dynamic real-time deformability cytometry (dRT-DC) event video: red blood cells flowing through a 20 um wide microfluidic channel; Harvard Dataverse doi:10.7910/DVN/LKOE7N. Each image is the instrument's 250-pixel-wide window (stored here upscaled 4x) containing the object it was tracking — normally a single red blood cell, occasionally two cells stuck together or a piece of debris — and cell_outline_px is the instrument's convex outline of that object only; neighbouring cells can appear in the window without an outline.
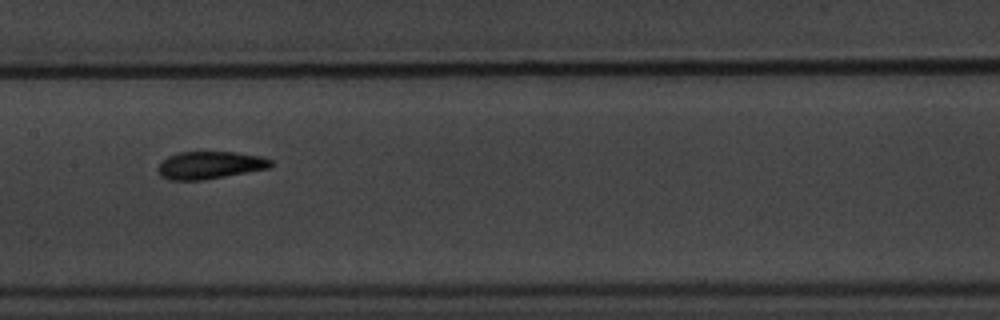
{"species": "common noctule bat (a hibernating species)", "species_latin": "Nyctalus noctula", "temperature_condition": "warm", "stored_images_in_passage": 11, "camera_frame_rate_fps": 3000, "um_per_image_px": 0.085, "animal": {"sex": "male", "body_mass_g": 20.1, "forearm_length_mm": 53.5}, "frame": {"image": 1, "passage_image": 4, "time_ms": 4.667, "image_size_px": [1000, 320], "cell_outline_px": [[272, 168], [204, 180], [168, 180], [160, 176], [156, 168], [168, 156], [180, 152], [236, 152], [264, 156], [272, 160]], "centroid_in_image_um": [17.88, 14.04], "position_along_channel_um": 189.5, "area_um2": 18.38}, "authors_computed_cell_mechanics": {"area_um2": 17.8024, "velocity_mm_per_s": 3.4169, "shape_relaxation_time_tau1_ms": 11.0903, "shape_relaxation_time_tau2_ms": 3.4392, "deformation_change_tau1": 0.2171, "deformation_change_tau2": 0.0638}}